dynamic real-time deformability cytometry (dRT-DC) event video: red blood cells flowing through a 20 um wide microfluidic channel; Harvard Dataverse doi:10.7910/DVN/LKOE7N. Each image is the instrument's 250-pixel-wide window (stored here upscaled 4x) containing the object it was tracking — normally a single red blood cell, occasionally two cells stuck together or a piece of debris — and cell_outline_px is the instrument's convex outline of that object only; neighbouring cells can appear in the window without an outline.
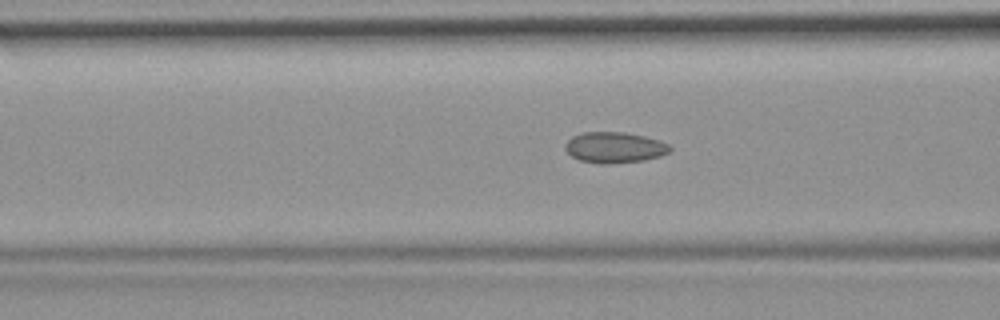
{"species": "common noctule bat (a hibernating species)", "species_latin": "Nyctalus noctula", "temperature_condition": "room temperature", "stored_images_in_passage": 54, "camera_frame_rate_fps": 3000, "um_per_image_px": 0.085, "animal": {"sex": "female", "body_mass_g": 19.9}, "frame": {"image": 1, "passage_image": 21, "time_ms": 6.667, "image_size_px": [1000, 320], "cell_outline_px": [[672, 148], [668, 152], [660, 156], [644, 160], [608, 164], [600, 164], [580, 160], [572, 156], [564, 148], [564, 144], [572, 136], [584, 132], [624, 132], [644, 136], [668, 144]], "centroid_in_image_um": [52.2, 12.53], "position_along_channel_um": 114.4, "area_um2": 18.73}}
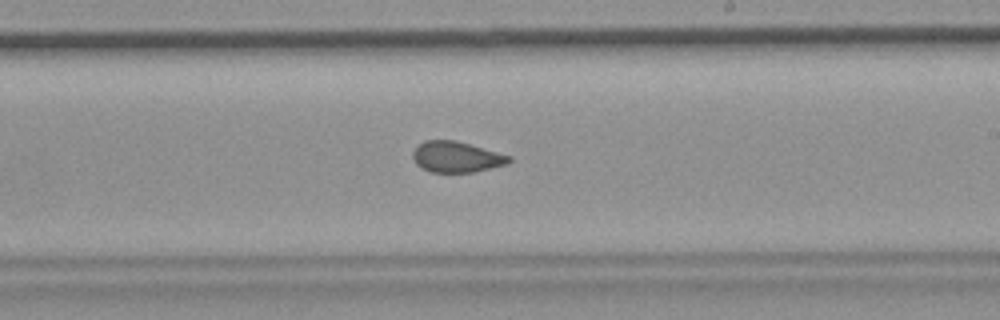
{"frame": {"image": 2, "passage_image": 32, "time_ms": 10.333, "image_size_px": [1000, 320], "cell_outline_px": [[512, 160], [508, 164], [472, 172], [432, 172], [416, 164], [412, 156], [412, 152], [424, 140], [456, 140], [512, 156]], "centroid_in_image_um": [38.82, 13.33], "position_along_channel_um": 250.2, "area_um2": 17.22}}
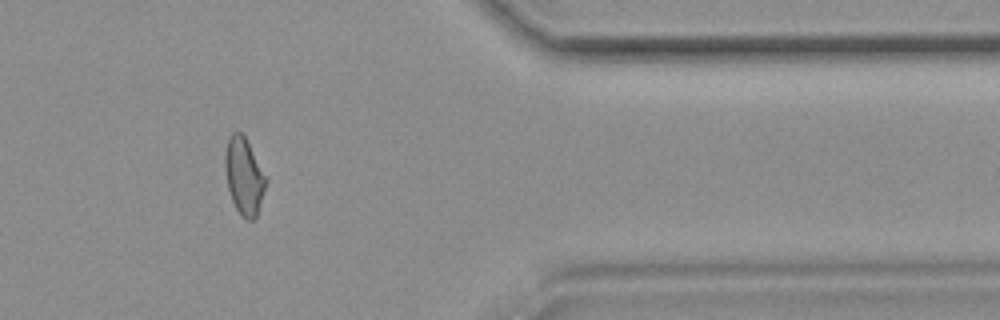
{"frame": {"image": 3, "passage_image": 45, "time_ms": 14.667, "image_size_px": [1000, 320], "cell_outline_px": [[268, 180], [256, 216], [252, 220], [248, 220], [240, 216], [232, 200], [228, 188], [224, 168], [224, 156], [228, 136], [232, 132], [240, 132], [244, 136]], "centroid_in_image_um": [20.72, 14.98], "position_along_channel_um": 390.7, "area_um2": 18.21}, "authors_computed_cell_mechanics": {"area_um2": 18.496, "velocity_mm_per_s": 3.7142, "shape_relaxation_time_tau1_ms": null, "shape_relaxation_time_tau2_ms": 1.3858, "deformation_change_tau1": null, "deformation_change_tau2": 0.066}}